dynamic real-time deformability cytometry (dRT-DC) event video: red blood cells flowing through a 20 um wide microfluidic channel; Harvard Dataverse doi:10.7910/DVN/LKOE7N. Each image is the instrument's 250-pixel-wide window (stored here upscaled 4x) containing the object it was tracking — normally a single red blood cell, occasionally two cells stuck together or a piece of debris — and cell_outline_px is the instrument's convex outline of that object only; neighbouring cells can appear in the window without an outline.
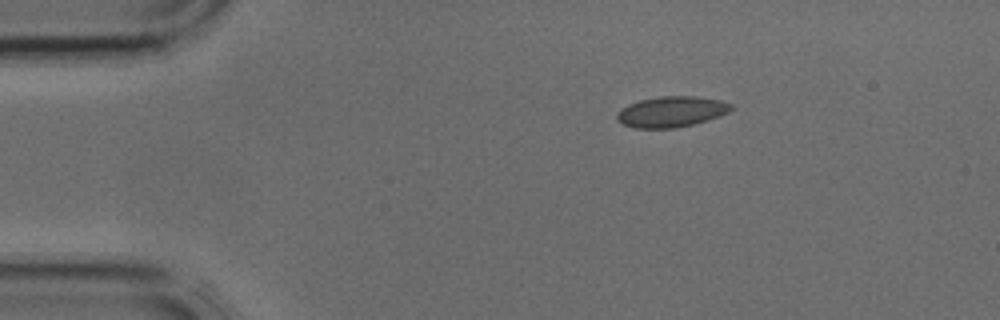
{"species": "common noctule bat (a hibernating species)", "species_latin": "Nyctalus noctula", "temperature_condition": "cold", "stored_images_in_passage": 2, "camera_frame_rate_fps": 3000, "um_per_image_px": 0.085, "animal": {"sex": "male", "body_mass_g": 17.9, "forearm_length_mm": 54.2}, "frame": {"image": 1, "passage_image": 1, "time_ms": 0.0, "image_size_px": [1000, 320], "cell_outline_px": [[732, 108], [728, 112], [720, 116], [708, 120], [692, 124], [672, 128], [636, 128], [624, 124], [616, 120], [616, 112], [620, 108], [628, 104], [640, 100], [660, 96], [696, 96], [720, 100], [732, 104]], "centroid_in_image_um": [57.04, 9.49], "position_along_channel_um": 28.0, "area_um2": 20.46}}